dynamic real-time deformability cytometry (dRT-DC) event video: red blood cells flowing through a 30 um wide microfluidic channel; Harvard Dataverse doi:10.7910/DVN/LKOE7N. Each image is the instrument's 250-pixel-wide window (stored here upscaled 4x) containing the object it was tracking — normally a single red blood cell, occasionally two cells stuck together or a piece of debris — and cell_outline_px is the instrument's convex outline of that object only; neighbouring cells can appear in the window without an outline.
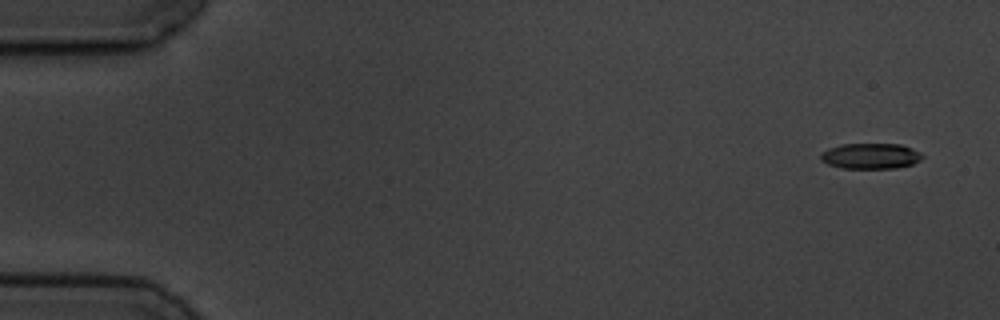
{"species": "common noctule bat (a hibernating species)", "species_latin": "Nyctalus noctula", "temperature_condition": "cold", "stored_images_in_passage": 5, "camera_frame_rate_fps": 3000, "um_per_image_px": 0.085, "animal": {"sex": "male", "body_mass_g": 19.5, "forearm_length_mm": 54.6}, "frame": {"image": 1, "passage_image": 1, "time_ms": 0.0, "image_size_px": [1000, 320], "cell_outline_px": [[924, 156], [920, 160], [912, 164], [896, 168], [840, 168], [828, 164], [820, 160], [820, 152], [828, 148], [840, 144], [900, 144], [912, 148], [920, 152]], "centroid_in_image_um": [73.97, 13.26], "position_along_channel_um": 11.0, "area_um2": 15.32}}
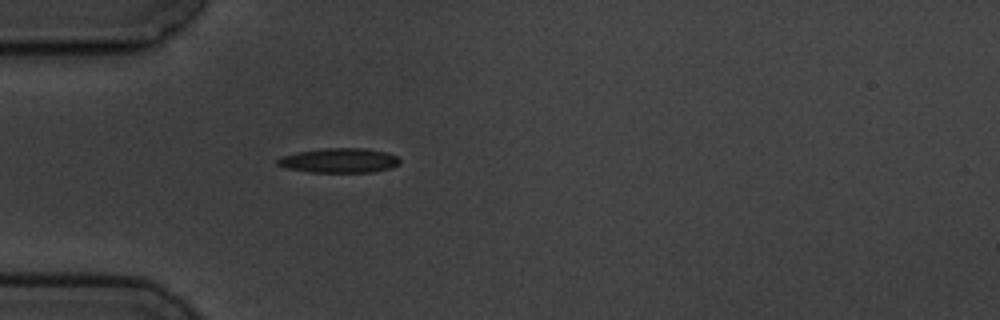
{"frame": {"image": 2, "passage_image": 5, "time_ms": 4.667, "image_size_px": [1000, 320], "cell_outline_px": [[400, 164], [392, 168], [372, 172], [312, 172], [288, 168], [276, 164], [276, 160], [280, 156], [296, 152], [320, 148], [364, 148], [388, 152], [396, 156], [400, 160]], "centroid_in_image_um": [28.84, 13.63], "position_along_channel_um": 56.2, "area_um2": 17.69}}